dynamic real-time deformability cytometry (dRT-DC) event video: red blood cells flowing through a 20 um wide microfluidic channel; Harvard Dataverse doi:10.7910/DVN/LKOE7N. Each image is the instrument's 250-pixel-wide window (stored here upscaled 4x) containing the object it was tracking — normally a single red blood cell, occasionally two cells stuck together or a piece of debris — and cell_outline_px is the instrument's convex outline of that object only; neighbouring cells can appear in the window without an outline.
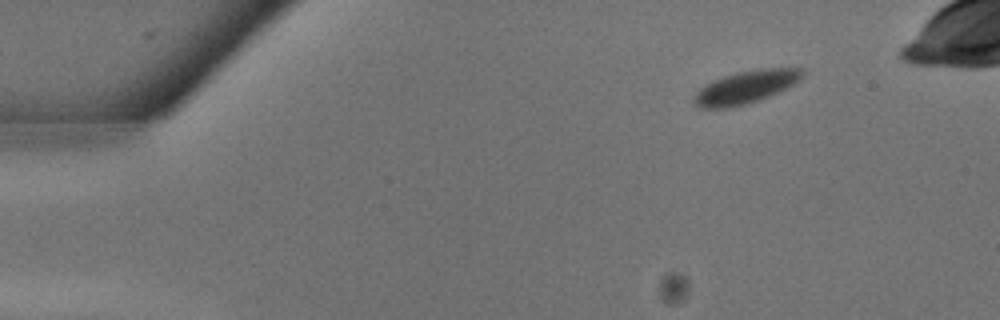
{"species": "common noctule bat (a hibernating species)", "species_latin": "Nyctalus noctula", "temperature_condition": "warm", "stored_images_in_passage": 15, "camera_frame_rate_fps": 3000, "um_per_image_px": 0.085, "animal": {"sex": "male", "body_mass_g": 13.3}, "frame": {"image": 1, "passage_image": 1, "time_ms": 0.0, "image_size_px": [1000, 320], "cell_outline_px": [[804, 76], [800, 80], [768, 96], [744, 104], [728, 108], [696, 108], [692, 104], [692, 96], [704, 84], [724, 76], [736, 72], [760, 68], [804, 68]], "centroid_in_image_um": [63.32, 7.4], "position_along_channel_um": 21.7, "area_um2": 20.69}}
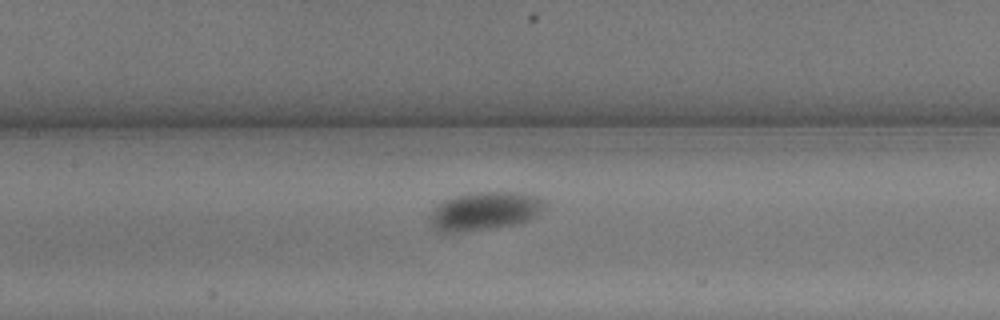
{"frame": {"image": 2, "passage_image": 11, "time_ms": 3.333, "image_size_px": [1000, 320], "cell_outline_px": [[544, 208], [536, 216], [520, 224], [496, 228], [464, 232], [440, 232], [432, 224], [428, 216], [444, 200], [456, 196], [476, 192], [524, 192], [540, 196], [544, 200]], "centroid_in_image_um": [41.26, 17.94], "position_along_channel_um": 166.1, "area_um2": 25.84}}
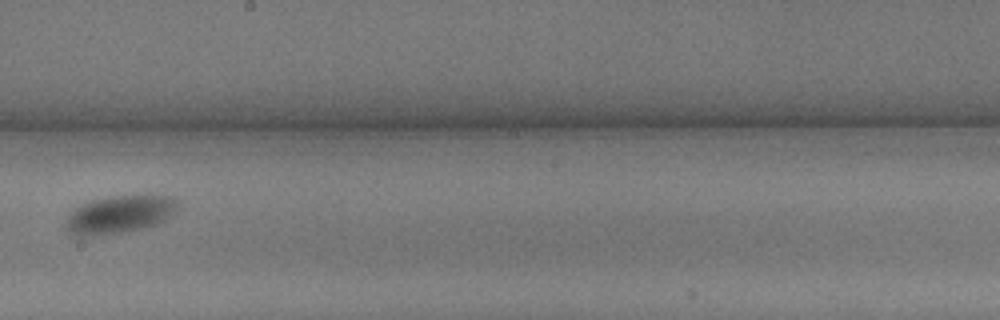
{"frame": {"image": 3, "passage_image": 14, "time_ms": 4.333, "image_size_px": [1000, 320], "cell_outline_px": [[180, 204], [164, 220], [156, 224], [140, 228], [120, 232], [84, 236], [72, 232], [64, 228], [64, 224], [68, 216], [80, 204], [92, 200], [108, 196], [168, 196], [180, 200]], "centroid_in_image_um": [10.15, 18.2], "position_along_channel_um": 238.1, "area_um2": 24.04}}